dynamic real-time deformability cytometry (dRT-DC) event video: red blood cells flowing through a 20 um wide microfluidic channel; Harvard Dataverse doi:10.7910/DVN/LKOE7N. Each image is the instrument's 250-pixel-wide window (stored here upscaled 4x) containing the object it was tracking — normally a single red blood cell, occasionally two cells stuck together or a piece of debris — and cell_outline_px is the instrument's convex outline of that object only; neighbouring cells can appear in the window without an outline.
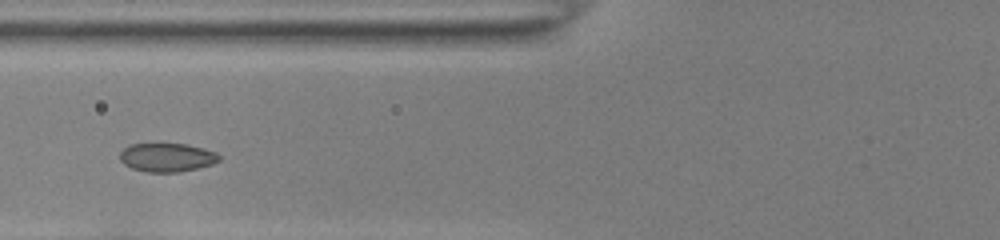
{"species": "common noctule bat (a hibernating species)", "species_latin": "Nyctalus noctula", "temperature_condition": "room temperature", "stored_images_in_passage": 16, "camera_frame_rate_fps": 3000, "um_per_image_px": 0.085, "animal": {"sex": "female", "body_mass_g": 22.0, "forearm_length_mm": 56.7}, "frame": {"image": 1, "passage_image": 5, "time_ms": 1.333, "image_size_px": [1000, 240], "cell_outline_px": [[220, 160], [212, 164], [180, 172], [148, 172], [132, 168], [124, 164], [120, 160], [120, 152], [128, 144], [188, 144], [204, 148], [216, 152], [220, 156]], "centroid_in_image_um": [14.19, 13.37], "position_along_channel_um": 111.6, "area_um2": 16.59}}